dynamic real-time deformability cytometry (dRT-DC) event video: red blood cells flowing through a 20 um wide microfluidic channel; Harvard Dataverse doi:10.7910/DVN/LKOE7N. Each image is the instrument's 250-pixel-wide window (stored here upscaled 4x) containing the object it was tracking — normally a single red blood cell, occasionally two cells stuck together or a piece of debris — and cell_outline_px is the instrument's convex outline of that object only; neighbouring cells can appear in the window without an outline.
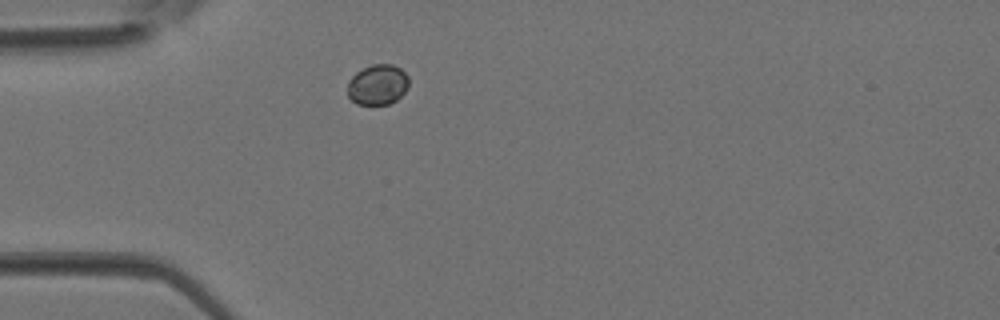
{"species": "Egyptian fruit bat (a non-hibernating species)", "species_latin": "Rousettus aegyptiacus", "temperature_condition": "room temperature", "stored_images_in_passage": 1, "camera_frame_rate_fps": 3000, "um_per_image_px": 0.085, "animal": {"sex": "female"}, "frame": {"image": 1, "passage_image": 1, "time_ms": 0.0, "image_size_px": [1000, 320], "cell_outline_px": [[408, 88], [396, 100], [388, 104], [356, 104], [348, 96], [348, 80], [356, 72], [372, 64], [392, 64], [400, 68], [408, 76]], "centroid_in_image_um": [32.1, 7.19], "position_along_channel_um": 52.9, "area_um2": 14.39}}